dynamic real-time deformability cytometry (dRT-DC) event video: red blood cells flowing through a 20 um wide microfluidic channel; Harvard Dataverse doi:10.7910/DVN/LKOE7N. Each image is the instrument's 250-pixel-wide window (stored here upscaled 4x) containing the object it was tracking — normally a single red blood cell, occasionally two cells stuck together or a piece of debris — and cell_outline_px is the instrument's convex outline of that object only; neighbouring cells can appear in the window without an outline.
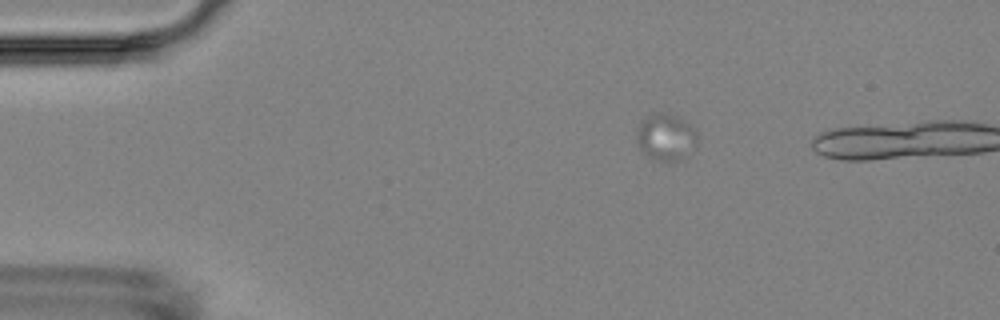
{"species": "Egyptian fruit bat (a non-hibernating species)", "species_latin": "Rousettus aegyptiacus", "temperature_condition": "room temperature", "stored_images_in_passage": 4, "camera_frame_rate_fps": 3000, "um_per_image_px": 0.085, "animal": {"sex": "female"}, "frame": {"image": 1, "passage_image": 1, "time_ms": 0.0, "image_size_px": [1000, 320], "cell_outline_px": [[696, 148], [676, 160], [660, 160], [648, 156], [640, 152], [636, 140], [636, 132], [640, 120], [652, 112], [664, 112], [680, 116], [696, 128]], "centroid_in_image_um": [56.57, 11.59], "position_along_channel_um": 28.4, "area_um2": 16.88}}